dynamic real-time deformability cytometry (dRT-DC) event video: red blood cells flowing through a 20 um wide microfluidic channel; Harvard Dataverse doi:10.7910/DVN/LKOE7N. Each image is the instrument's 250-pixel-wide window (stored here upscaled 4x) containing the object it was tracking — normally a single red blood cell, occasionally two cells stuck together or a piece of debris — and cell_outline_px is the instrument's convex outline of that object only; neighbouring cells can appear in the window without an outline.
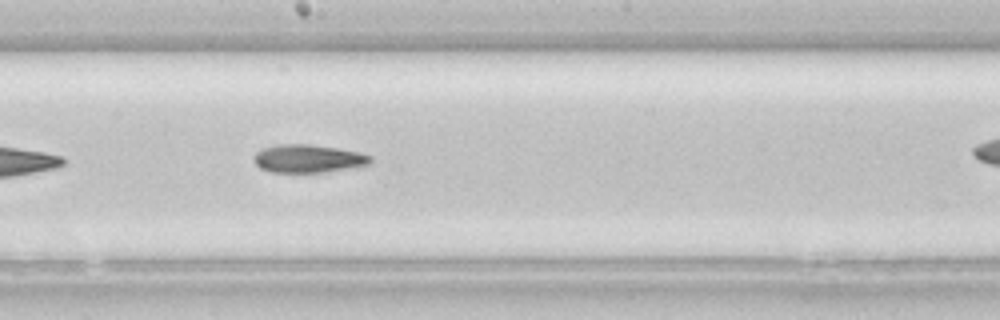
{"species": "common noctule bat (a hibernating species)", "species_latin": "Nyctalus noctula", "temperature_condition": "room temperature", "stored_images_in_passage": 30, "camera_frame_rate_fps": 3000, "um_per_image_px": 0.085, "animal": {"sex": "female", "body_mass_g": 22.7, "forearm_length_mm": 54.2}, "frame": {"image": 1, "passage_image": 13, "time_ms": 4.0, "image_size_px": [1000, 320], "cell_outline_px": [[372, 164], [324, 172], [272, 172], [260, 168], [252, 160], [252, 156], [256, 152], [264, 148], [276, 144], [308, 144], [336, 148], [360, 152], [372, 156]], "centroid_in_image_um": [26.18, 13.48], "position_along_channel_um": 222.0, "area_um2": 19.13}}